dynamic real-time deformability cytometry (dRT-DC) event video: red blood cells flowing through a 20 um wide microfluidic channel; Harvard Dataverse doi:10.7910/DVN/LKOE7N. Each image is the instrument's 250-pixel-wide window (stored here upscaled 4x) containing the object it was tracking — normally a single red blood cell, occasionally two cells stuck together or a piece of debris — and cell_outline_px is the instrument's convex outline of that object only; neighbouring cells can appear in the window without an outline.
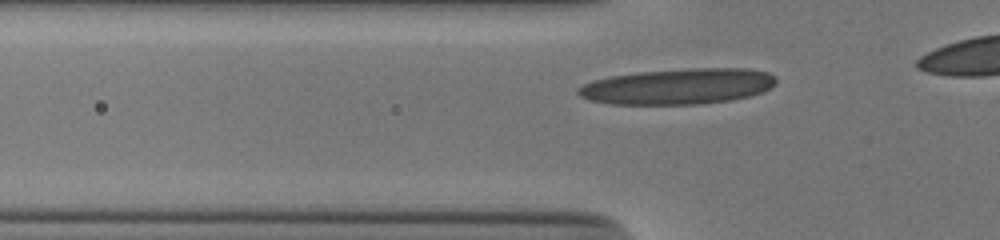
{"species": "human", "species_latin": "Homo sapiens", "temperature_condition": "cold", "stored_images_in_passage": 30, "camera_frame_rate_fps": 3000, "um_per_image_px": 0.085, "donor": {"sex": "male"}, "frame": {"image": 1, "passage_image": 4, "time_ms": 1.0, "image_size_px": [1000, 240], "cell_outline_px": [[776, 84], [760, 92], [748, 96], [732, 100], [700, 104], [612, 104], [592, 100], [580, 96], [576, 92], [576, 88], [592, 80], [608, 76], [636, 72], [688, 68], [748, 68], [768, 72], [776, 76]], "centroid_in_image_um": [57.62, 7.33], "position_along_channel_um": 68.2, "area_um2": 41.44}}
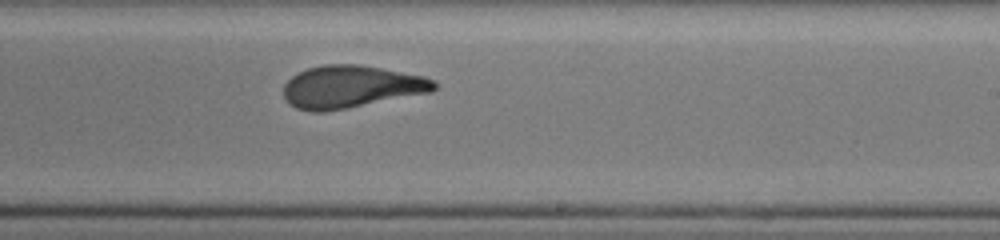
{"frame": {"image": 2, "passage_image": 19, "time_ms": 6.0, "image_size_px": [1000, 240], "cell_outline_px": [[436, 88], [432, 92], [348, 108], [324, 112], [312, 112], [296, 108], [288, 104], [284, 96], [284, 84], [296, 72], [308, 68], [324, 64], [360, 64], [424, 76], [436, 80]], "centroid_in_image_um": [29.83, 7.37], "position_along_channel_um": 259.2, "area_um2": 37.57}}
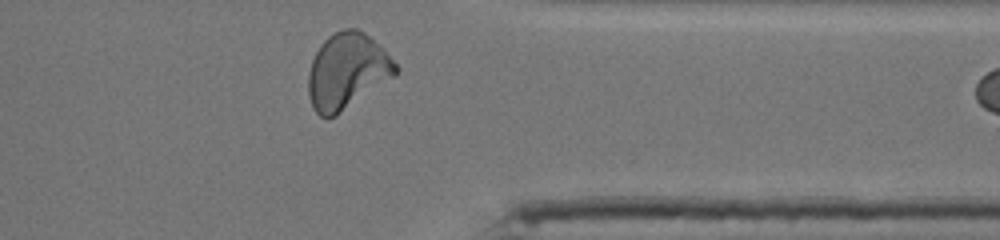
{"frame": {"image": 3, "passage_image": 29, "time_ms": 9.333, "image_size_px": [1000, 240], "cell_outline_px": [[400, 68], [396, 76], [336, 116], [320, 116], [316, 112], [308, 96], [308, 72], [312, 60], [320, 44], [328, 36], [340, 28], [356, 28], [364, 32]], "centroid_in_image_um": [29.49, 6.05], "position_along_channel_um": 381.9, "area_um2": 38.44}}